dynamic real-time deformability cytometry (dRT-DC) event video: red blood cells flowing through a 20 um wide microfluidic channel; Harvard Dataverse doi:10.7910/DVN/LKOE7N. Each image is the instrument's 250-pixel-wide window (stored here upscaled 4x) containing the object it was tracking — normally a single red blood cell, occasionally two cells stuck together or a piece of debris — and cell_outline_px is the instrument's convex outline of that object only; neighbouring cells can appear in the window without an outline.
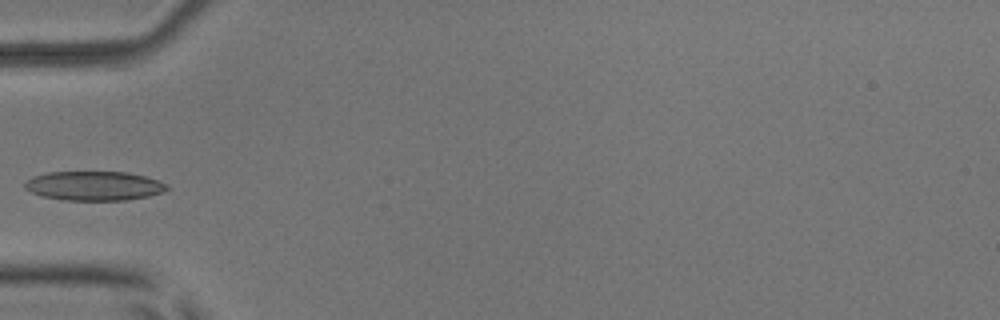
{"species": "common noctule bat (a hibernating species)", "species_latin": "Nyctalus noctula", "temperature_condition": "room temperature", "stored_images_in_passage": 36, "camera_frame_rate_fps": 3000, "um_per_image_px": 0.085, "animal": {"sex": "male", "body_mass_g": 17.9, "forearm_length_mm": 54.2}, "frame": {"image": 1, "passage_image": 1, "time_ms": 0.0, "image_size_px": [1000, 320], "cell_outline_px": [[168, 188], [164, 192], [148, 196], [124, 200], [64, 200], [44, 196], [32, 192], [24, 188], [24, 184], [32, 176], [48, 172], [128, 172], [144, 176], [168, 184]], "centroid_in_image_um": [8.0, 15.79], "position_along_channel_um": 77.0, "area_um2": 24.1}}
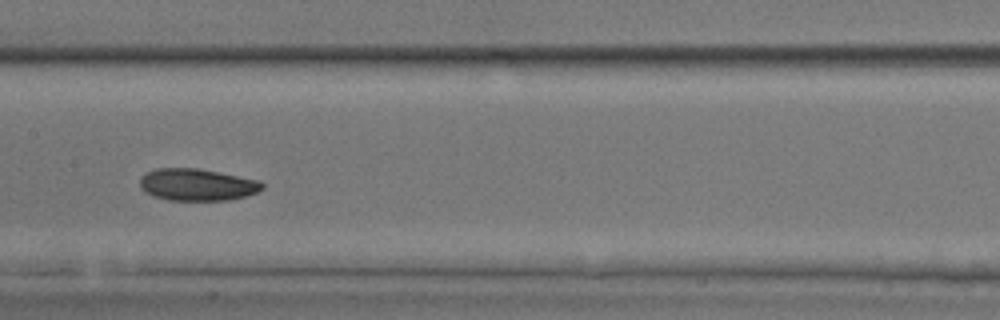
{"frame": {"image": 2, "passage_image": 10, "time_ms": 3.0, "image_size_px": [1000, 320], "cell_outline_px": [[264, 188], [256, 192], [244, 196], [228, 200], [168, 200], [152, 196], [144, 192], [140, 188], [140, 176], [156, 168], [196, 168], [260, 180], [264, 184]], "centroid_in_image_um": [16.72, 15.7], "position_along_channel_um": 190.7, "area_um2": 22.83}}
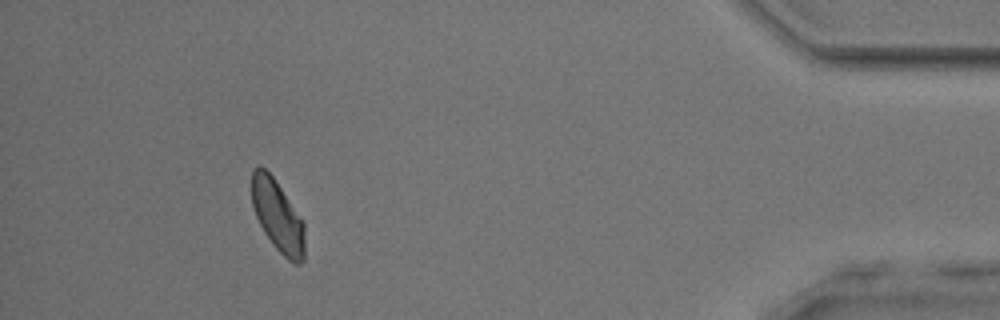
{"frame": {"image": 3, "passage_image": 32, "time_ms": 10.333, "image_size_px": [1000, 320], "cell_outline_px": [[304, 260], [300, 264], [292, 264], [272, 244], [264, 232], [252, 208], [252, 168], [260, 164], [272, 176], [304, 224]], "centroid_in_image_um": [23.58, 18.38], "position_along_channel_um": 411.6, "area_um2": 21.79}}